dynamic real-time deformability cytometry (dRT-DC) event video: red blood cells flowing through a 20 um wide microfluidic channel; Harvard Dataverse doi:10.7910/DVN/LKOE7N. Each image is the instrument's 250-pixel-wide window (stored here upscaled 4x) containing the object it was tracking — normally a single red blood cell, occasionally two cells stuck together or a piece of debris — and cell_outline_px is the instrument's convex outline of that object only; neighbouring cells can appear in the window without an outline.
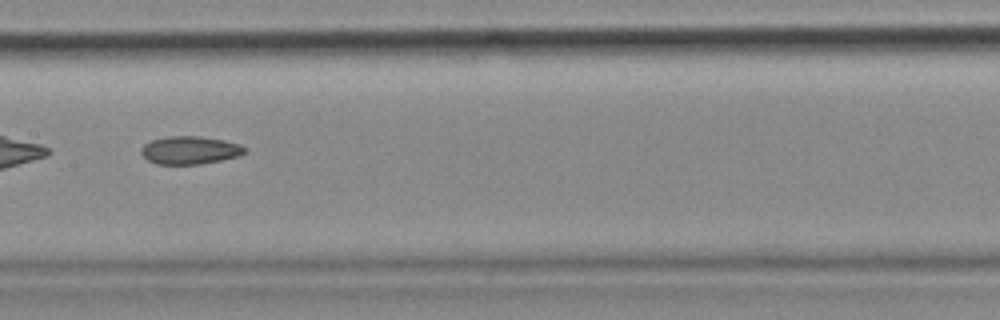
{"species": "common noctule bat (a hibernating species)", "species_latin": "Nyctalus noctula", "temperature_condition": "cold", "stored_images_in_passage": 37, "camera_frame_rate_fps": 3000, "um_per_image_px": 0.085, "animal": {"sex": "female", "body_mass_g": 18.4}, "frame": {"image": 1, "passage_image": 11, "time_ms": 3.333, "image_size_px": [1000, 320], "cell_outline_px": [[248, 152], [240, 156], [200, 164], [156, 164], [148, 160], [140, 152], [140, 148], [144, 144], [152, 140], [172, 136], [200, 136], [224, 140], [240, 144], [248, 148]], "centroid_in_image_um": [16.19, 12.76], "position_along_channel_um": 191.2, "area_um2": 16.99}, "authors_computed_cell_mechanics": {"area_um2": 17.1666, "velocity_mm_per_s": 3.6713, "shape_relaxation_time_tau1_ms": null, "shape_relaxation_time_tau2_ms": 7.7473, "deformation_change_tau1": null, "deformation_change_tau2": 0.1622}}